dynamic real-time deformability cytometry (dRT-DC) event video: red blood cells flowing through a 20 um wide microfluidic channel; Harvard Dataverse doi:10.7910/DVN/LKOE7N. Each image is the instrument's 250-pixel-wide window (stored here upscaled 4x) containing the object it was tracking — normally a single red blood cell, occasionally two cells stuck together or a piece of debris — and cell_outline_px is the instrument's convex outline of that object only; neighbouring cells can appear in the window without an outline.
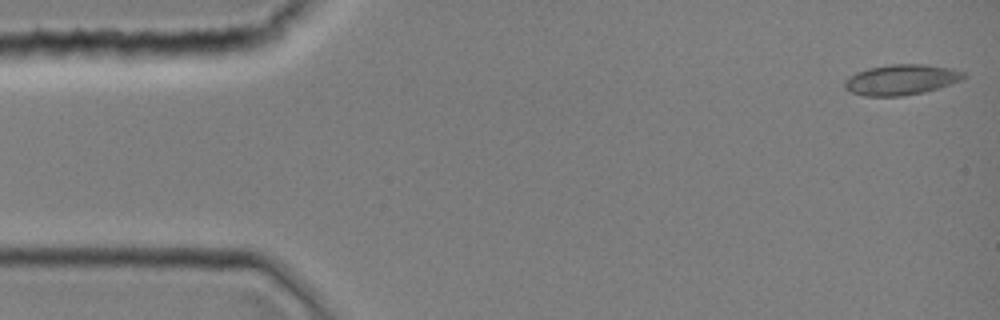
{"species": "common noctule bat (a hibernating species)", "species_latin": "Nyctalus noctula", "temperature_condition": "room temperature", "stored_images_in_passage": 43, "camera_frame_rate_fps": 3000, "um_per_image_px": 0.085, "animal": {"sex": "female", "body_mass_g": 19.0, "forearm_length_mm": 51.5}, "frame": {"image": 1, "passage_image": 1, "time_ms": 0.0, "image_size_px": [1000, 320], "cell_outline_px": [[968, 76], [960, 80], [924, 92], [900, 96], [864, 96], [852, 92], [844, 88], [844, 80], [848, 76], [856, 72], [868, 68], [892, 64], [924, 64], [952, 68], [964, 72]], "centroid_in_image_um": [76.57, 6.76], "position_along_channel_um": 8.4, "area_um2": 21.1}}
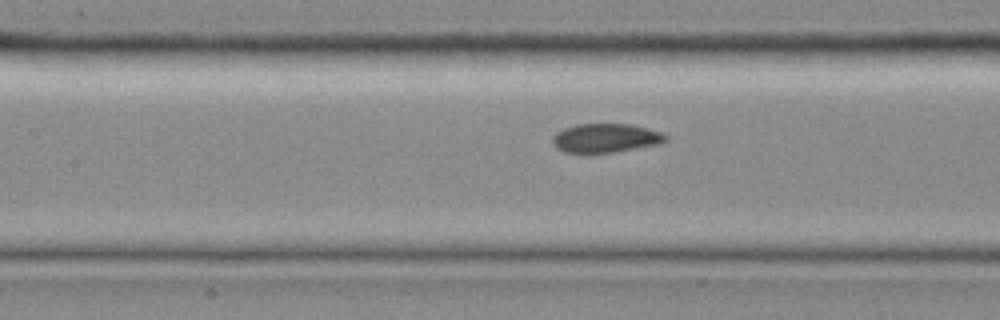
{"frame": {"image": 2, "passage_image": 19, "time_ms": 6.0, "image_size_px": [1000, 320], "cell_outline_px": [[668, 140], [660, 144], [616, 152], [588, 156], [564, 152], [556, 148], [552, 144], [552, 136], [556, 132], [564, 128], [576, 124], [632, 124], [648, 128], [660, 132], [668, 136]], "centroid_in_image_um": [51.44, 11.78], "position_along_channel_um": 156.0, "area_um2": 19.94}}
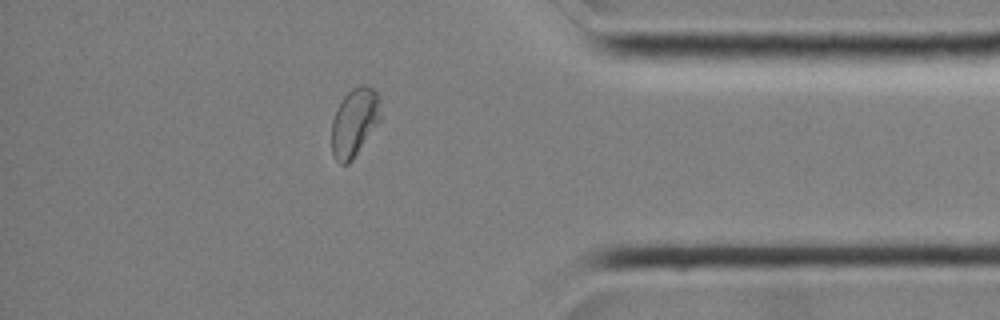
{"frame": {"image": 3, "passage_image": 37, "time_ms": 12.0, "image_size_px": [1000, 320], "cell_outline_px": [[380, 120], [352, 160], [348, 164], [340, 164], [332, 156], [332, 120], [336, 108], [344, 96], [352, 88], [360, 84], [364, 84], [372, 88], [380, 96]], "centroid_in_image_um": [30.12, 10.37], "position_along_channel_um": 405.1, "area_um2": 19.54}}